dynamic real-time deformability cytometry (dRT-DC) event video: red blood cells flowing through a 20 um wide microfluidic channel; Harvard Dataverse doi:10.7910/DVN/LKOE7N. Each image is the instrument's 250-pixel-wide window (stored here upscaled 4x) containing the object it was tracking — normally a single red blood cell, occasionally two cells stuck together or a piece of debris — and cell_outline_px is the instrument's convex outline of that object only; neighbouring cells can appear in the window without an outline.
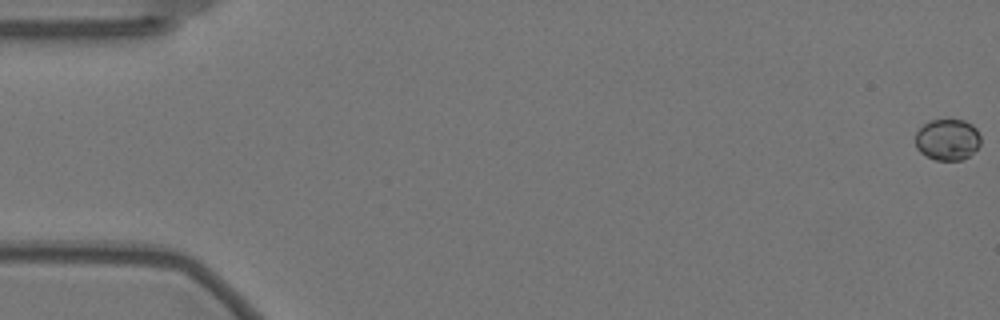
{"species": "Egyptian fruit bat (a non-hibernating species)", "species_latin": "Rousettus aegyptiacus", "temperature_condition": "warm", "stored_images_in_passage": 59, "camera_frame_rate_fps": 3000, "um_per_image_px": 0.085, "animal": {"sex": "female"}, "frame": {"image": 1, "passage_image": 1, "time_ms": 0.0, "image_size_px": [1000, 320], "cell_outline_px": [[980, 144], [968, 156], [960, 160], [936, 160], [920, 152], [916, 148], [916, 132], [928, 120], [964, 120], [972, 124], [976, 128], [980, 136]], "centroid_in_image_um": [80.53, 11.85], "position_along_channel_um": 4.5, "area_um2": 15.61}}
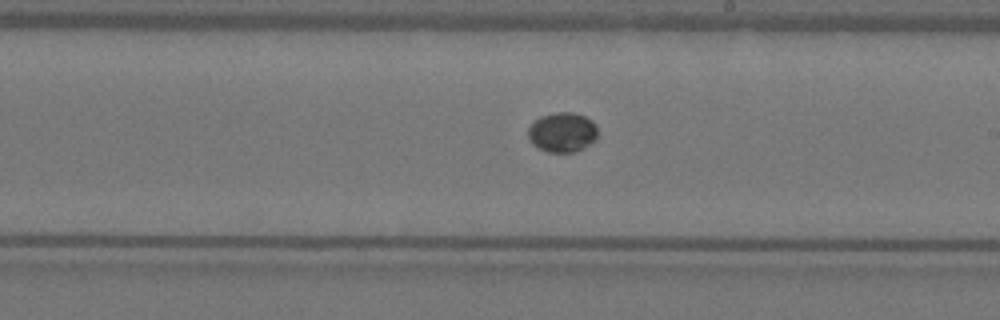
{"frame": {"image": 2, "passage_image": 34, "time_ms": 11.0, "image_size_px": [1000, 320], "cell_outline_px": [[596, 140], [576, 152], [548, 152], [532, 144], [528, 136], [528, 128], [540, 116], [556, 112], [572, 112], [584, 116], [592, 120], [596, 124]], "centroid_in_image_um": [47.8, 11.24], "position_along_channel_um": 241.2, "area_um2": 16.07}}
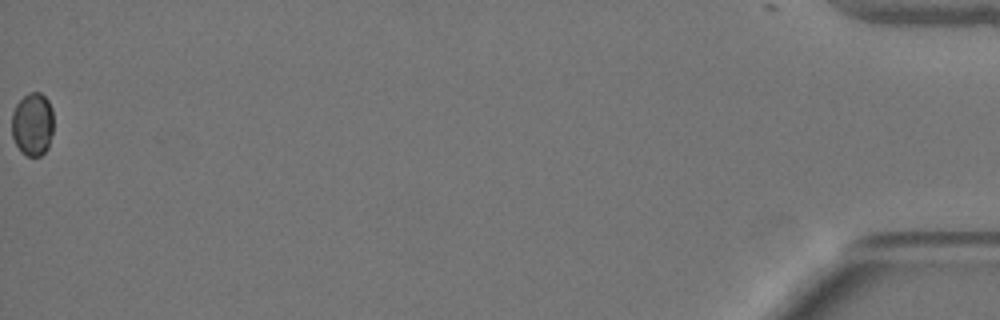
{"frame": {"image": 3, "passage_image": 59, "time_ms": 19.333, "image_size_px": [1000, 320], "cell_outline_px": [[52, 132], [48, 148], [40, 156], [28, 156], [20, 152], [12, 136], [12, 112], [16, 104], [28, 92], [40, 92], [48, 100], [52, 108]], "centroid_in_image_um": [2.76, 10.56], "position_along_channel_um": 432.4, "area_um2": 15.43}}